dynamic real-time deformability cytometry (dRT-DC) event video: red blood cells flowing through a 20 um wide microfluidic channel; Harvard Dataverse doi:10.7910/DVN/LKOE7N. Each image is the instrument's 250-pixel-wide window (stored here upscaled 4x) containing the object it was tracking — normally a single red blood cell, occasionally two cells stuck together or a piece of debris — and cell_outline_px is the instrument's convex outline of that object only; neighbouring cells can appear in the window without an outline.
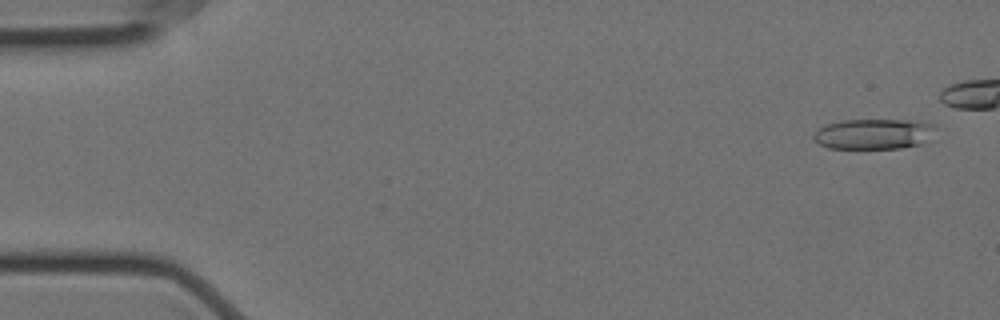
{"species": "Egyptian fruit bat (a non-hibernating species)", "species_latin": "Rousettus aegyptiacus", "temperature_condition": "cold", "stored_images_in_passage": 46, "camera_frame_rate_fps": 3000, "um_per_image_px": 0.085, "animal": {"sex": "female"}, "frame": {"image": 1, "passage_image": 3, "time_ms": 0.667, "image_size_px": [1000, 320], "cell_outline_px": [[936, 128], [920, 144], [900, 148], [828, 148], [812, 140], [812, 136], [820, 128], [828, 124], [840, 120], [904, 120], [932, 124]], "centroid_in_image_um": [74.18, 11.39], "position_along_channel_um": 10.8, "area_um2": 21.15}}
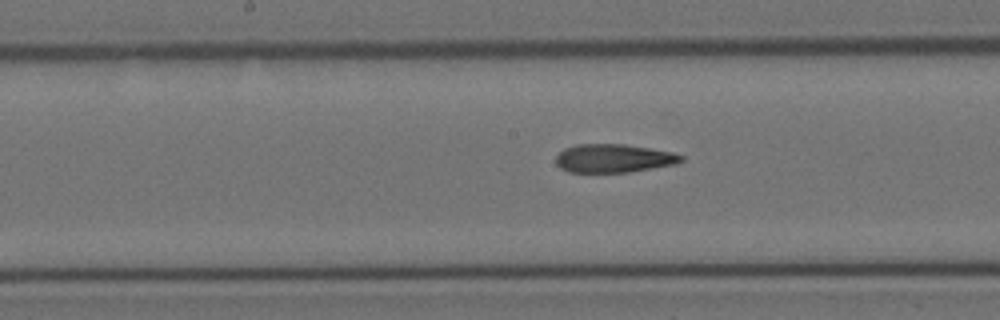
{"frame": {"image": 2, "passage_image": 29, "time_ms": 9.333, "image_size_px": [1000, 320], "cell_outline_px": [[684, 160], [676, 164], [628, 172], [568, 172], [560, 168], [556, 164], [556, 156], [564, 148], [576, 144], [624, 144], [672, 152], [684, 156]], "centroid_in_image_um": [52.14, 13.45], "position_along_channel_um": 196.1, "area_um2": 20.75}}
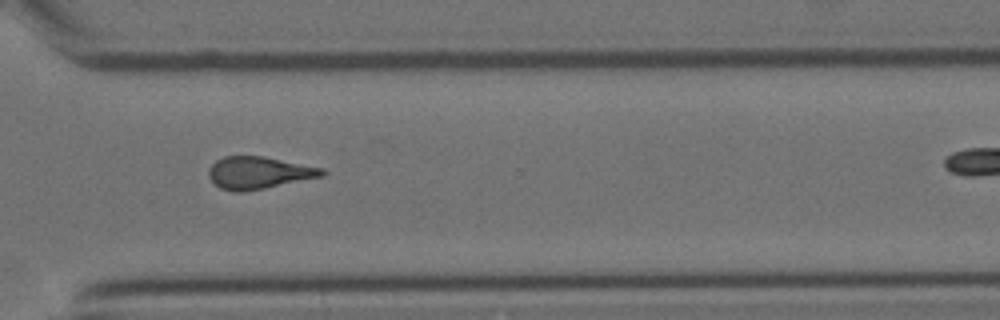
{"frame": {"image": 3, "passage_image": 42, "time_ms": 13.667, "image_size_px": [1000, 320], "cell_outline_px": [[328, 172], [324, 176], [244, 192], [236, 192], [220, 188], [208, 176], [208, 168], [216, 160], [224, 156], [264, 156], [324, 168]], "centroid_in_image_um": [22.01, 14.68], "position_along_channel_um": 348.6, "area_um2": 21.39}}